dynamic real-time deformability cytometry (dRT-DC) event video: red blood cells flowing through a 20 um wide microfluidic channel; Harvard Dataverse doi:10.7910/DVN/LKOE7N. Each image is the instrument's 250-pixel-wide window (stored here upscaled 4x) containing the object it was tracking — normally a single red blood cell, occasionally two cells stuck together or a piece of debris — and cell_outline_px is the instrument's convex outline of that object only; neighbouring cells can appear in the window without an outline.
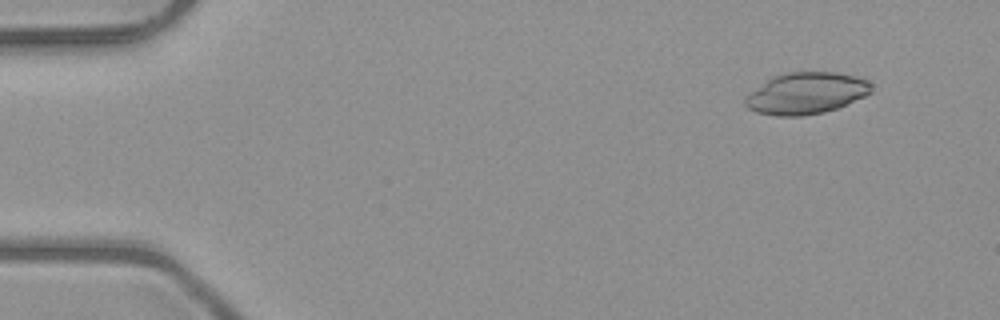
{"species": "common noctule bat (a hibernating species)", "species_latin": "Nyctalus noctula", "temperature_condition": "room temperature", "stored_images_in_passage": 48, "camera_frame_rate_fps": 3000, "um_per_image_px": 0.085, "animal": {"sex": "male", "body_mass_g": 23.1, "forearm_length_mm": 52.7}, "frame": {"image": 1, "passage_image": 2, "time_ms": 0.333, "image_size_px": [1000, 320], "cell_outline_px": [[872, 92], [864, 96], [836, 108], [824, 112], [804, 116], [776, 116], [756, 112], [748, 108], [744, 104], [744, 100], [752, 92], [772, 76], [788, 72], [832, 72], [856, 76], [868, 80], [872, 84]], "centroid_in_image_um": [68.54, 7.93], "position_along_channel_um": 16.5, "area_um2": 30.35}}